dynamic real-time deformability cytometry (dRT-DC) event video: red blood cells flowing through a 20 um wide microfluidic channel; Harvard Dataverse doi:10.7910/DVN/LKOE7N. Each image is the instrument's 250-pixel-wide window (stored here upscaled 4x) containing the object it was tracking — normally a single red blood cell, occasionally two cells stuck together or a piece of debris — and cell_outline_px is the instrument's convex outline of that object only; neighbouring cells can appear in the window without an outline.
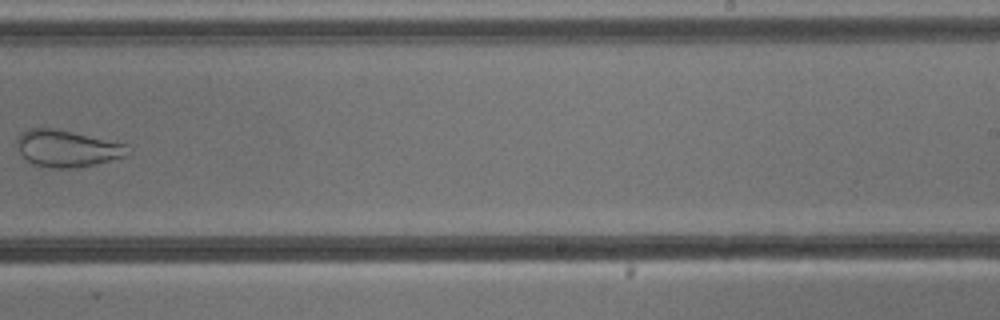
{"species": "common noctule bat (a hibernating species)", "species_latin": "Nyctalus noctula", "temperature_condition": "cold", "stored_images_in_passage": 9, "camera_frame_rate_fps": 3000, "um_per_image_px": 0.085, "animal": {"sex": "male", "body_mass_g": 13.3}, "frame": {"image": 1, "passage_image": 8, "time_ms": 9.0, "image_size_px": [1000, 320], "cell_outline_px": [[132, 152], [124, 156], [92, 164], [72, 168], [48, 168], [32, 164], [20, 152], [16, 140], [20, 132], [28, 128], [52, 128], [72, 132], [128, 144], [132, 148]], "centroid_in_image_um": [5.7, 12.61], "position_along_channel_um": 283.3, "area_um2": 23.64}}